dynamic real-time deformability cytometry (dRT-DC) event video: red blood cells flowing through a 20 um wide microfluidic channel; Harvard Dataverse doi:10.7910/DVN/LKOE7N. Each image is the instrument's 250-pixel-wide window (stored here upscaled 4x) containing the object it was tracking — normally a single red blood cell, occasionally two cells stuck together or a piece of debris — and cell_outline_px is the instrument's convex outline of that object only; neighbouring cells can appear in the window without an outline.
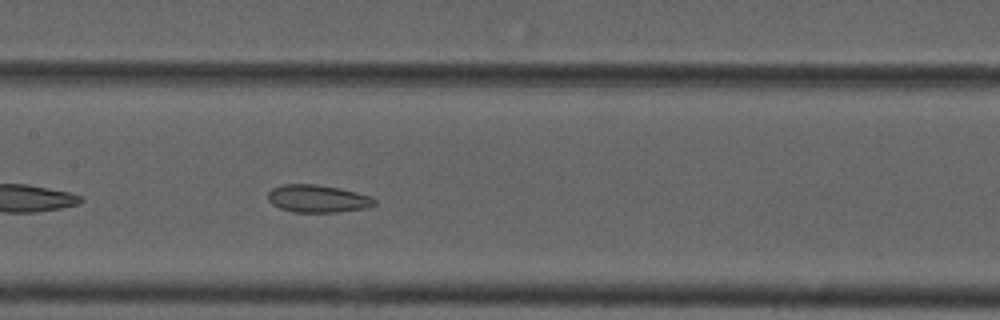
{"species": "common noctule bat (a hibernating species)", "species_latin": "Nyctalus noctula", "temperature_condition": "cold", "stored_images_in_passage": 31, "camera_frame_rate_fps": 3000, "um_per_image_px": 0.085, "animal": {"sex": "male", "forearm_length_mm": 52.5}, "frame": {"image": 1, "passage_image": 12, "time_ms": 3.667, "image_size_px": [1000, 320], "cell_outline_px": [[376, 204], [368, 208], [336, 212], [292, 212], [280, 208], [272, 204], [268, 200], [268, 192], [272, 188], [280, 184], [316, 184], [340, 188], [372, 196], [376, 200]], "centroid_in_image_um": [27.01, 16.88], "position_along_channel_um": 180.4, "area_um2": 17.34}}
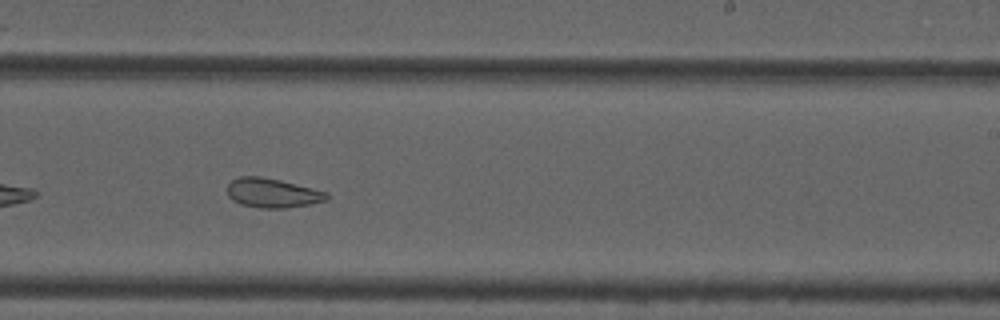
{"frame": {"image": 2, "passage_image": 19, "time_ms": 6.0, "image_size_px": [1000, 320], "cell_outline_px": [[328, 200], [308, 204], [284, 208], [260, 208], [240, 204], [232, 200], [228, 196], [228, 184], [232, 180], [240, 176], [260, 176], [280, 180], [328, 192]], "centroid_in_image_um": [23.14, 16.4], "position_along_channel_um": 265.9, "area_um2": 16.94}}
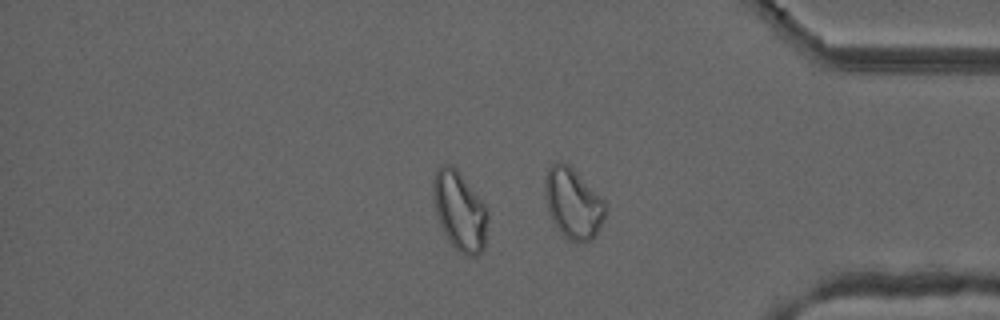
{"frame": {"image": 3, "passage_image": 30, "time_ms": 9.667, "image_size_px": [1000, 320], "cell_outline_px": [[488, 216], [484, 248], [476, 256], [464, 256], [448, 240], [440, 224], [436, 212], [432, 196], [432, 180], [436, 172], [444, 164], [452, 164], [460, 172], [488, 208]], "centroid_in_image_um": [39.08, 17.92], "position_along_channel_um": 396.1, "area_um2": 25.32}, "authors_computed_cell_mechanics": {"area_um2": 17.3978, "velocity_mm_per_s": 3.6751, "shape_relaxation_time_tau1_ms": null, "shape_relaxation_time_tau2_ms": 1.79, "deformation_change_tau1": null, "deformation_change_tau2": 0.077}}